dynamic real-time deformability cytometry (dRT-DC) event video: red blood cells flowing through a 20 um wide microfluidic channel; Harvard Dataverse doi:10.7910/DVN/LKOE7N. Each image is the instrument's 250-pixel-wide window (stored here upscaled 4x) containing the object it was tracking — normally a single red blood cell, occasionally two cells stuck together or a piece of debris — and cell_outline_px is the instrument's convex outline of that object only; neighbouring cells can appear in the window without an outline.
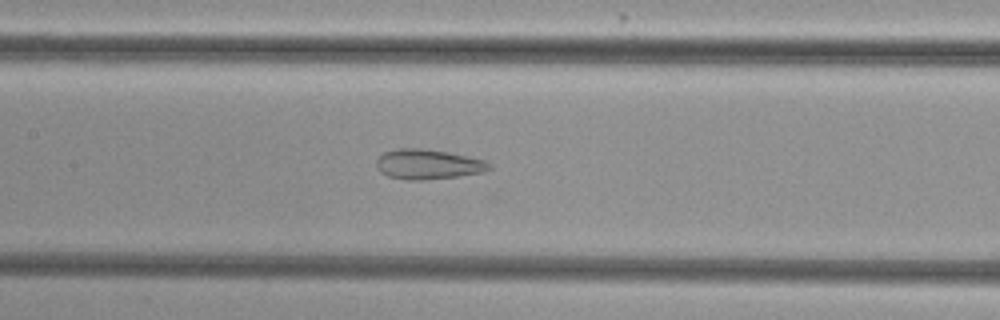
{"species": "common noctule bat (a hibernating species)", "species_latin": "Nyctalus noctula", "temperature_condition": "cold", "stored_images_in_passage": 37, "camera_frame_rate_fps": 3000, "um_per_image_px": 0.085, "animal": {"sex": "female", "body_mass_g": 29.2, "forearm_length_mm": 56.3}, "frame": {"image": 1, "passage_image": 11, "time_ms": 3.333, "image_size_px": [1000, 320], "cell_outline_px": [[492, 168], [484, 172], [456, 176], [424, 180], [408, 180], [388, 176], [380, 172], [376, 168], [376, 160], [384, 152], [396, 148], [420, 148], [448, 152], [484, 160], [492, 164]], "centroid_in_image_um": [36.36, 13.96], "position_along_channel_um": 171.0, "area_um2": 19.71}}
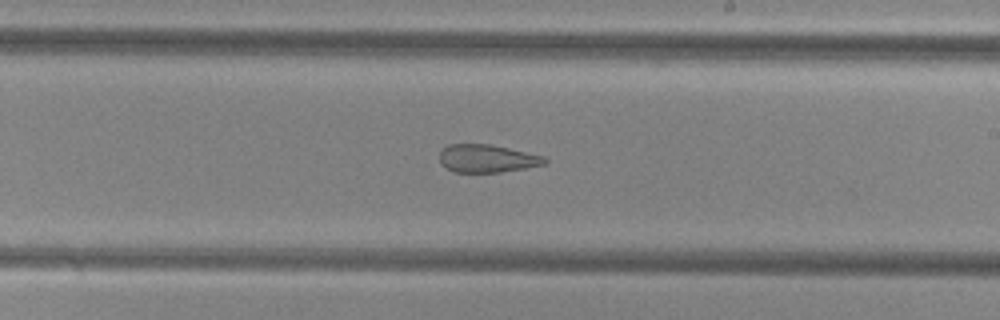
{"frame": {"image": 2, "passage_image": 17, "time_ms": 5.333, "image_size_px": [1000, 320], "cell_outline_px": [[548, 160], [544, 164], [524, 168], [500, 172], [456, 172], [440, 164], [440, 152], [448, 144], [488, 144], [508, 148], [544, 156]], "centroid_in_image_um": [41.39, 13.47], "position_along_channel_um": 247.6, "area_um2": 16.88}}
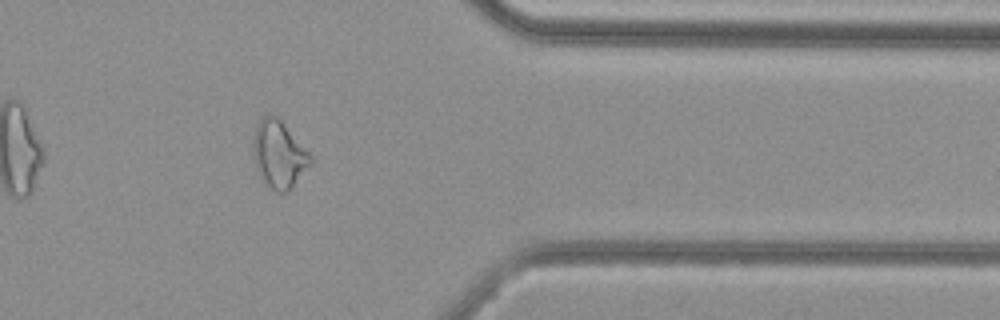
{"frame": {"image": 3, "passage_image": 29, "time_ms": 9.333, "image_size_px": [1000, 320], "cell_outline_px": [[312, 164], [284, 192], [276, 192], [264, 184], [260, 180], [256, 168], [252, 144], [252, 140], [256, 124], [264, 116], [276, 116], [280, 120], [312, 156]], "centroid_in_image_um": [23.66, 13.13], "position_along_channel_um": 387.7, "area_um2": 22.08}}